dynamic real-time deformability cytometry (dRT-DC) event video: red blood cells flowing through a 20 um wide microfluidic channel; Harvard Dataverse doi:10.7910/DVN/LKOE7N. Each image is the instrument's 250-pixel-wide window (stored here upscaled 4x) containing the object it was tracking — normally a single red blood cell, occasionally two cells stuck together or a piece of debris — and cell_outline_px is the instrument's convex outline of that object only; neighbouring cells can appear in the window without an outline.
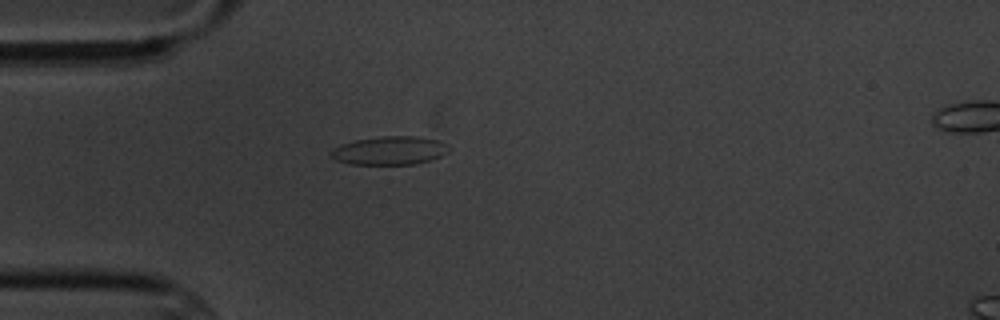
{"species": "common noctule bat (a hibernating species)", "species_latin": "Nyctalus noctula", "temperature_condition": "cold", "stored_images_in_passage": 3, "camera_frame_rate_fps": 3000, "um_per_image_px": 0.085, "animal": {"sex": "male", "body_mass_g": 20.1, "forearm_length_mm": 53.5}, "frame": {"image": 1, "passage_image": 3, "time_ms": 2.333, "image_size_px": [1000, 320], "cell_outline_px": [[452, 148], [448, 152], [440, 156], [416, 164], [348, 164], [336, 160], [328, 156], [328, 152], [332, 148], [340, 144], [356, 140], [380, 136], [416, 136], [440, 140], [448, 144]], "centroid_in_image_um": [33.1, 12.79], "position_along_channel_um": 51.9, "area_um2": 19.88}}